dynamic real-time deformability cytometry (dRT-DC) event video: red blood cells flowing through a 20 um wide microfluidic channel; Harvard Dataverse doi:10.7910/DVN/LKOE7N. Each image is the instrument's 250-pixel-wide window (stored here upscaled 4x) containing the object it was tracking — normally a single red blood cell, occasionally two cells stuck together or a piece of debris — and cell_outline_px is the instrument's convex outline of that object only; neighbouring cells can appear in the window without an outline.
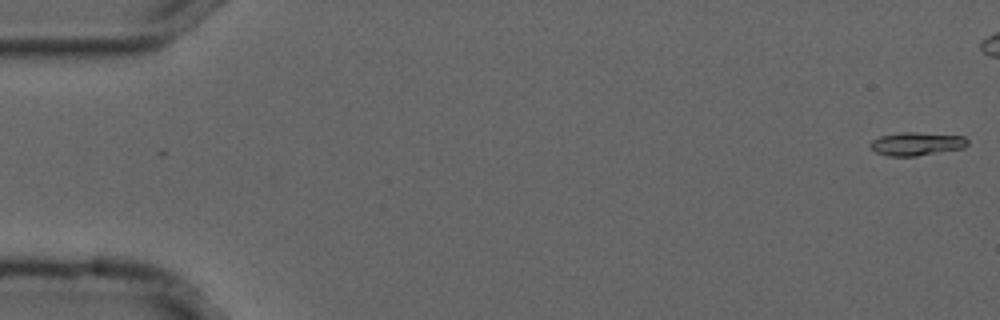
{"species": "common noctule bat (a hibernating species)", "species_latin": "Nyctalus noctula", "temperature_condition": "cold", "stored_images_in_passage": 2, "camera_frame_rate_fps": 3000, "um_per_image_px": 0.085, "animal": {"sex": "male", "forearm_length_mm": 52.5}, "frame": {"image": 1, "passage_image": 1, "time_ms": 0.0, "image_size_px": [1000, 320], "cell_outline_px": [[968, 144], [964, 148], [916, 156], [888, 156], [876, 152], [868, 144], [872, 140], [880, 136], [900, 132], [916, 132], [964, 136], [968, 140]], "centroid_in_image_um": [77.91, 12.22], "position_along_channel_um": 7.1, "area_um2": 13.24}}